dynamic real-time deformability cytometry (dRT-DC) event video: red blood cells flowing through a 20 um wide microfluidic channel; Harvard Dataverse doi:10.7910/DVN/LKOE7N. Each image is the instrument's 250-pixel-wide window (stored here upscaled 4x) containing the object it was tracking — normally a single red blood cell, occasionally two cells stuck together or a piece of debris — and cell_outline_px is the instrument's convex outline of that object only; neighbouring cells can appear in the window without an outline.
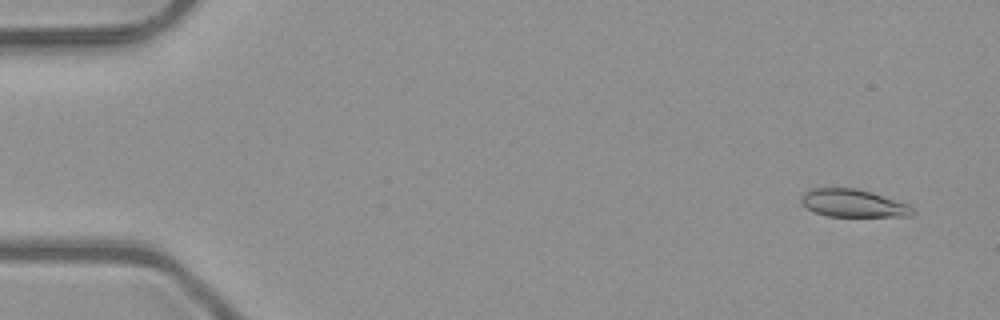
{"species": "common noctule bat (a hibernating species)", "species_latin": "Nyctalus noctula", "temperature_condition": "room temperature", "stored_images_in_passage": 6, "camera_frame_rate_fps": 3000, "um_per_image_px": 0.085, "animal": {"sex": "male", "body_mass_g": 23.1, "forearm_length_mm": 52.7}, "frame": {"image": 1, "passage_image": 1, "time_ms": 0.0, "image_size_px": [1000, 320], "cell_outline_px": [[916, 212], [912, 216], [828, 216], [816, 212], [808, 208], [800, 200], [800, 196], [804, 192], [812, 188], [856, 188], [872, 192], [908, 204]], "centroid_in_image_um": [72.53, 17.27], "position_along_channel_um": 12.5, "area_um2": 17.92}}
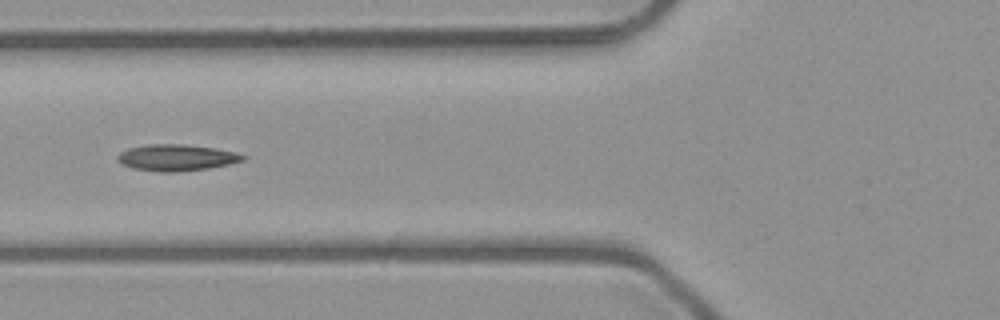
{"frame": {"image": 2, "passage_image": 6, "time_ms": 1.667, "image_size_px": [1000, 320], "cell_outline_px": [[248, 156], [244, 160], [228, 164], [208, 168], [176, 172], [156, 172], [132, 168], [116, 160], [116, 156], [120, 152], [128, 148], [148, 144], [184, 144], [216, 148], [236, 152]], "centroid_in_image_um": [14.99, 13.39], "position_along_channel_um": 110.8, "area_um2": 19.42}}